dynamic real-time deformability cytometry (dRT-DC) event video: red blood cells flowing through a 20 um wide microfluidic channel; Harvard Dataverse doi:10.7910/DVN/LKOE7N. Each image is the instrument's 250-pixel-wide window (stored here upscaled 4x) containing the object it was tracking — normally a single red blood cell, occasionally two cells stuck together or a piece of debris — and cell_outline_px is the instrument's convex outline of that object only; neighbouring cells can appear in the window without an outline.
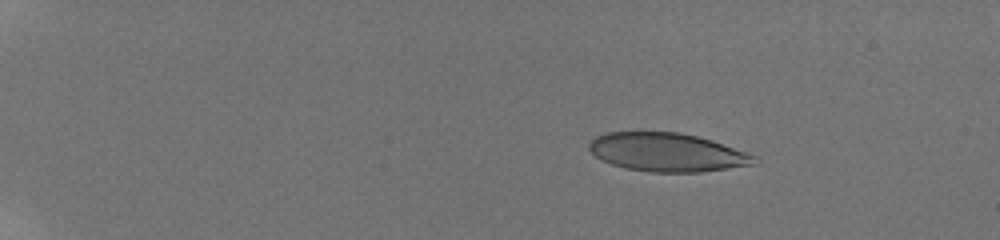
{"species": "human", "species_latin": "Homo sapiens", "temperature_condition": "room temperature", "stored_images_in_passage": 8, "camera_frame_rate_fps": 3000, "um_per_image_px": 0.085, "donor": {"sex": "male"}, "frame": {"image": 1, "passage_image": 4, "time_ms": 3.0, "image_size_px": [1000, 240], "cell_outline_px": [[760, 164], [700, 172], [648, 172], [624, 168], [612, 164], [596, 156], [588, 148], [588, 144], [596, 136], [608, 132], [680, 132], [712, 140], [748, 152], [756, 156], [760, 160]], "centroid_in_image_um": [56.77, 12.95], "position_along_channel_um": 28.2, "area_um2": 37.34}}